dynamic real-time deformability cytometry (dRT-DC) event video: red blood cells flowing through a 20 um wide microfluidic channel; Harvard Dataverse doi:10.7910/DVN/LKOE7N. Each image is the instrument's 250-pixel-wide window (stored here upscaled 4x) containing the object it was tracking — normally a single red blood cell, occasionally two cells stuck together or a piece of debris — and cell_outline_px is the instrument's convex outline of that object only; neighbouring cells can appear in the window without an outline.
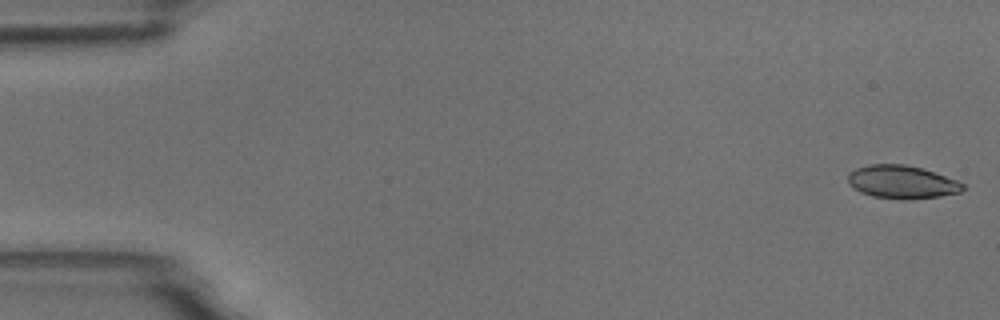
{"species": "common noctule bat (a hibernating species)", "species_latin": "Nyctalus noctula", "temperature_condition": "room temperature", "stored_images_in_passage": 5, "camera_frame_rate_fps": 3000, "um_per_image_px": 0.085, "animal": {"sex": "male", "body_mass_g": 18.8}, "frame": {"image": 1, "passage_image": 1, "time_ms": 0.0, "image_size_px": [1000, 320], "cell_outline_px": [[964, 188], [960, 192], [940, 196], [900, 200], [872, 196], [860, 192], [852, 188], [848, 184], [848, 172], [856, 168], [868, 164], [904, 164], [920, 168], [956, 180], [964, 184]], "centroid_in_image_um": [76.59, 15.47], "position_along_channel_um": 8.4, "area_um2": 22.14}}
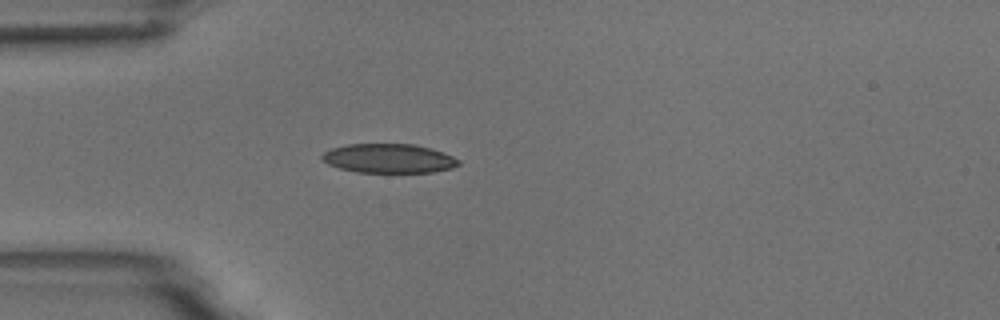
{"frame": {"image": 2, "passage_image": 5, "time_ms": 4.667, "image_size_px": [1000, 320], "cell_outline_px": [[460, 164], [452, 168], [432, 172], [356, 172], [340, 168], [328, 164], [320, 156], [324, 152], [332, 148], [348, 144], [412, 144], [432, 148], [452, 156], [460, 160]], "centroid_in_image_um": [33.06, 13.46], "position_along_channel_um": 51.9, "area_um2": 23.12}}